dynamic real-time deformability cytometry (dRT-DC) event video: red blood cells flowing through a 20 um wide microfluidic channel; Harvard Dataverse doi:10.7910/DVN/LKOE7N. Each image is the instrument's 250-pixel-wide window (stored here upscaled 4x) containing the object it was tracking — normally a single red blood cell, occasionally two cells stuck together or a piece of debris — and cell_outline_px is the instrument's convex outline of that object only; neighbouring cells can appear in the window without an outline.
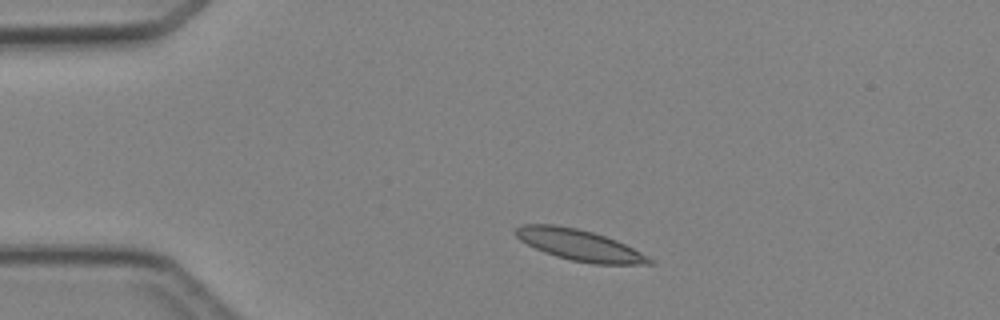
{"species": "Egyptian fruit bat (a non-hibernating species)", "species_latin": "Rousettus aegyptiacus", "temperature_condition": "cold", "stored_images_in_passage": 3, "camera_frame_rate_fps": 3000, "um_per_image_px": 0.085, "animal": {"sex": "female"}, "frame": {"image": 1, "passage_image": 2, "time_ms": 1.333, "image_size_px": [1000, 320], "cell_outline_px": [[652, 264], [592, 264], [572, 260], [556, 256], [544, 252], [520, 240], [512, 232], [516, 228], [524, 224], [552, 224], [576, 228], [592, 232], [616, 240], [648, 256], [652, 260]], "centroid_in_image_um": [49.22, 20.82], "position_along_channel_um": 35.8, "area_um2": 23.93}}
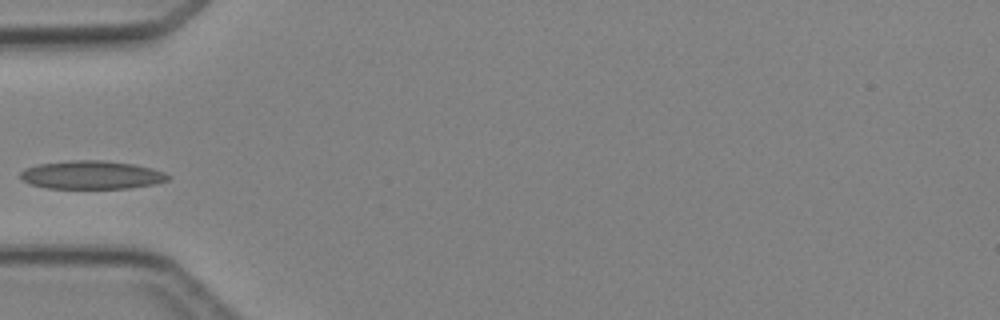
{"frame": {"image": 2, "passage_image": 3, "time_ms": 3.333, "image_size_px": [1000, 320], "cell_outline_px": [[172, 176], [168, 180], [156, 184], [132, 188], [48, 188], [32, 184], [20, 180], [20, 172], [24, 168], [36, 164], [72, 160], [100, 160], [132, 164], [152, 168], [164, 172]], "centroid_in_image_um": [7.79, 14.87], "position_along_channel_um": 77.2, "area_um2": 24.51}}